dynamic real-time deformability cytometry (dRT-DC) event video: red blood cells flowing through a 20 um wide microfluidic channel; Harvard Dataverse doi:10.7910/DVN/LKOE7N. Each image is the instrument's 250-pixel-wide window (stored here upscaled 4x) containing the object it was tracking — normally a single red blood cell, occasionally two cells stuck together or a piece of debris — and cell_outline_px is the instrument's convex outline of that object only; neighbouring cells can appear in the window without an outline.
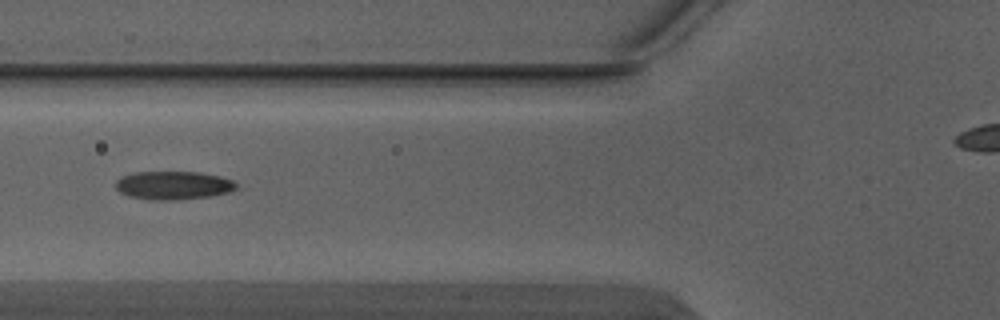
{"species": "Egyptian fruit bat (a non-hibernating species)", "species_latin": "Rousettus aegyptiacus", "temperature_condition": "warm", "stored_images_in_passage": 6, "camera_frame_rate_fps": 3000, "um_per_image_px": 0.085, "animal": {"sex": "male"}, "frame": {"image": 1, "passage_image": 6, "time_ms": 1.667, "image_size_px": [1000, 320], "cell_outline_px": [[236, 188], [228, 192], [212, 196], [180, 200], [152, 200], [128, 196], [120, 192], [116, 188], [116, 180], [120, 176], [136, 172], [200, 172], [220, 176], [232, 180], [236, 184]], "centroid_in_image_um": [14.71, 15.76], "position_along_channel_um": 111.1, "area_um2": 20.06}}